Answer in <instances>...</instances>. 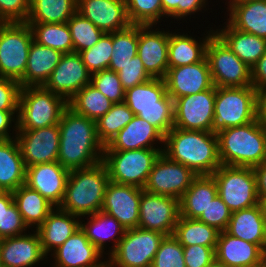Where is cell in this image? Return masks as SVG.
<instances>
[{
	"mask_svg": "<svg viewBox=\"0 0 266 267\" xmlns=\"http://www.w3.org/2000/svg\"><path fill=\"white\" fill-rule=\"evenodd\" d=\"M162 153L185 165L197 176L212 175L222 165L218 137L213 132L173 127L165 135Z\"/></svg>",
	"mask_w": 266,
	"mask_h": 267,
	"instance_id": "2",
	"label": "cell"
},
{
	"mask_svg": "<svg viewBox=\"0 0 266 267\" xmlns=\"http://www.w3.org/2000/svg\"><path fill=\"white\" fill-rule=\"evenodd\" d=\"M217 194L231 212L260 204L252 167L221 165L213 174Z\"/></svg>",
	"mask_w": 266,
	"mask_h": 267,
	"instance_id": "9",
	"label": "cell"
},
{
	"mask_svg": "<svg viewBox=\"0 0 266 267\" xmlns=\"http://www.w3.org/2000/svg\"><path fill=\"white\" fill-rule=\"evenodd\" d=\"M91 73L79 53H65L44 87L68 102L84 86L90 84Z\"/></svg>",
	"mask_w": 266,
	"mask_h": 267,
	"instance_id": "19",
	"label": "cell"
},
{
	"mask_svg": "<svg viewBox=\"0 0 266 267\" xmlns=\"http://www.w3.org/2000/svg\"><path fill=\"white\" fill-rule=\"evenodd\" d=\"M258 267H266V260H264Z\"/></svg>",
	"mask_w": 266,
	"mask_h": 267,
	"instance_id": "63",
	"label": "cell"
},
{
	"mask_svg": "<svg viewBox=\"0 0 266 267\" xmlns=\"http://www.w3.org/2000/svg\"><path fill=\"white\" fill-rule=\"evenodd\" d=\"M90 84L106 96L112 103L124 102L125 90L118 73L109 69L91 74Z\"/></svg>",
	"mask_w": 266,
	"mask_h": 267,
	"instance_id": "48",
	"label": "cell"
},
{
	"mask_svg": "<svg viewBox=\"0 0 266 267\" xmlns=\"http://www.w3.org/2000/svg\"><path fill=\"white\" fill-rule=\"evenodd\" d=\"M209 4L208 0H178V21L187 23V20L191 21L192 15H194L192 18H198L195 16V14L201 15L198 12L205 13L209 9L212 10V7L209 8Z\"/></svg>",
	"mask_w": 266,
	"mask_h": 267,
	"instance_id": "54",
	"label": "cell"
},
{
	"mask_svg": "<svg viewBox=\"0 0 266 267\" xmlns=\"http://www.w3.org/2000/svg\"><path fill=\"white\" fill-rule=\"evenodd\" d=\"M163 149L104 151L102 162L110 181L144 188L148 176Z\"/></svg>",
	"mask_w": 266,
	"mask_h": 267,
	"instance_id": "8",
	"label": "cell"
},
{
	"mask_svg": "<svg viewBox=\"0 0 266 267\" xmlns=\"http://www.w3.org/2000/svg\"><path fill=\"white\" fill-rule=\"evenodd\" d=\"M12 194L22 219L30 230H36L55 208L38 191L30 189L25 184L13 191Z\"/></svg>",
	"mask_w": 266,
	"mask_h": 267,
	"instance_id": "36",
	"label": "cell"
},
{
	"mask_svg": "<svg viewBox=\"0 0 266 267\" xmlns=\"http://www.w3.org/2000/svg\"><path fill=\"white\" fill-rule=\"evenodd\" d=\"M70 171L57 161L26 167V182L30 189L38 191L55 207H59L65 195Z\"/></svg>",
	"mask_w": 266,
	"mask_h": 267,
	"instance_id": "23",
	"label": "cell"
},
{
	"mask_svg": "<svg viewBox=\"0 0 266 267\" xmlns=\"http://www.w3.org/2000/svg\"><path fill=\"white\" fill-rule=\"evenodd\" d=\"M133 112L125 102L115 103L112 108L96 121L97 136L107 146L114 137L131 122Z\"/></svg>",
	"mask_w": 266,
	"mask_h": 267,
	"instance_id": "42",
	"label": "cell"
},
{
	"mask_svg": "<svg viewBox=\"0 0 266 267\" xmlns=\"http://www.w3.org/2000/svg\"><path fill=\"white\" fill-rule=\"evenodd\" d=\"M216 259L227 267H258L265 260V252L257 245L220 232L215 249Z\"/></svg>",
	"mask_w": 266,
	"mask_h": 267,
	"instance_id": "28",
	"label": "cell"
},
{
	"mask_svg": "<svg viewBox=\"0 0 266 267\" xmlns=\"http://www.w3.org/2000/svg\"><path fill=\"white\" fill-rule=\"evenodd\" d=\"M5 140L1 135H0V143Z\"/></svg>",
	"mask_w": 266,
	"mask_h": 267,
	"instance_id": "66",
	"label": "cell"
},
{
	"mask_svg": "<svg viewBox=\"0 0 266 267\" xmlns=\"http://www.w3.org/2000/svg\"><path fill=\"white\" fill-rule=\"evenodd\" d=\"M258 118V92L253 86L216 87L212 132L243 126Z\"/></svg>",
	"mask_w": 266,
	"mask_h": 267,
	"instance_id": "7",
	"label": "cell"
},
{
	"mask_svg": "<svg viewBox=\"0 0 266 267\" xmlns=\"http://www.w3.org/2000/svg\"><path fill=\"white\" fill-rule=\"evenodd\" d=\"M165 236L140 227L126 229L115 250L107 257V267H151Z\"/></svg>",
	"mask_w": 266,
	"mask_h": 267,
	"instance_id": "11",
	"label": "cell"
},
{
	"mask_svg": "<svg viewBox=\"0 0 266 267\" xmlns=\"http://www.w3.org/2000/svg\"><path fill=\"white\" fill-rule=\"evenodd\" d=\"M142 188L109 181L101 211L115 217L125 229L138 227Z\"/></svg>",
	"mask_w": 266,
	"mask_h": 267,
	"instance_id": "20",
	"label": "cell"
},
{
	"mask_svg": "<svg viewBox=\"0 0 266 267\" xmlns=\"http://www.w3.org/2000/svg\"><path fill=\"white\" fill-rule=\"evenodd\" d=\"M197 175L185 165L170 160L165 154L155 161L144 190L180 199Z\"/></svg>",
	"mask_w": 266,
	"mask_h": 267,
	"instance_id": "14",
	"label": "cell"
},
{
	"mask_svg": "<svg viewBox=\"0 0 266 267\" xmlns=\"http://www.w3.org/2000/svg\"><path fill=\"white\" fill-rule=\"evenodd\" d=\"M29 230L14 202L12 192L5 191L0 195V239L23 235Z\"/></svg>",
	"mask_w": 266,
	"mask_h": 267,
	"instance_id": "43",
	"label": "cell"
},
{
	"mask_svg": "<svg viewBox=\"0 0 266 267\" xmlns=\"http://www.w3.org/2000/svg\"><path fill=\"white\" fill-rule=\"evenodd\" d=\"M224 1H226L224 4L227 6H224L225 7V10L228 8V7H230L231 5H233V4H236V3H238V2H242V1H245V0H224Z\"/></svg>",
	"mask_w": 266,
	"mask_h": 267,
	"instance_id": "61",
	"label": "cell"
},
{
	"mask_svg": "<svg viewBox=\"0 0 266 267\" xmlns=\"http://www.w3.org/2000/svg\"><path fill=\"white\" fill-rule=\"evenodd\" d=\"M226 12H223L227 17L224 21L232 28L266 39V0L238 2Z\"/></svg>",
	"mask_w": 266,
	"mask_h": 267,
	"instance_id": "31",
	"label": "cell"
},
{
	"mask_svg": "<svg viewBox=\"0 0 266 267\" xmlns=\"http://www.w3.org/2000/svg\"><path fill=\"white\" fill-rule=\"evenodd\" d=\"M168 44L169 28L160 29V25H138L137 55L152 78L163 79L166 75L169 67Z\"/></svg>",
	"mask_w": 266,
	"mask_h": 267,
	"instance_id": "17",
	"label": "cell"
},
{
	"mask_svg": "<svg viewBox=\"0 0 266 267\" xmlns=\"http://www.w3.org/2000/svg\"><path fill=\"white\" fill-rule=\"evenodd\" d=\"M77 12V0H30L26 23H67Z\"/></svg>",
	"mask_w": 266,
	"mask_h": 267,
	"instance_id": "37",
	"label": "cell"
},
{
	"mask_svg": "<svg viewBox=\"0 0 266 267\" xmlns=\"http://www.w3.org/2000/svg\"><path fill=\"white\" fill-rule=\"evenodd\" d=\"M77 12L105 33L127 28L125 0H77Z\"/></svg>",
	"mask_w": 266,
	"mask_h": 267,
	"instance_id": "25",
	"label": "cell"
},
{
	"mask_svg": "<svg viewBox=\"0 0 266 267\" xmlns=\"http://www.w3.org/2000/svg\"><path fill=\"white\" fill-rule=\"evenodd\" d=\"M251 82L257 92L266 88V53L251 67Z\"/></svg>",
	"mask_w": 266,
	"mask_h": 267,
	"instance_id": "56",
	"label": "cell"
},
{
	"mask_svg": "<svg viewBox=\"0 0 266 267\" xmlns=\"http://www.w3.org/2000/svg\"><path fill=\"white\" fill-rule=\"evenodd\" d=\"M17 116L18 112L0 111V135L4 139L15 138L17 134Z\"/></svg>",
	"mask_w": 266,
	"mask_h": 267,
	"instance_id": "55",
	"label": "cell"
},
{
	"mask_svg": "<svg viewBox=\"0 0 266 267\" xmlns=\"http://www.w3.org/2000/svg\"><path fill=\"white\" fill-rule=\"evenodd\" d=\"M32 41L28 23H0V78L23 79Z\"/></svg>",
	"mask_w": 266,
	"mask_h": 267,
	"instance_id": "10",
	"label": "cell"
},
{
	"mask_svg": "<svg viewBox=\"0 0 266 267\" xmlns=\"http://www.w3.org/2000/svg\"><path fill=\"white\" fill-rule=\"evenodd\" d=\"M63 53L32 41L28 54L27 67L21 88L28 86H44L53 70L59 64Z\"/></svg>",
	"mask_w": 266,
	"mask_h": 267,
	"instance_id": "33",
	"label": "cell"
},
{
	"mask_svg": "<svg viewBox=\"0 0 266 267\" xmlns=\"http://www.w3.org/2000/svg\"><path fill=\"white\" fill-rule=\"evenodd\" d=\"M26 182V166L16 138L0 143V187L13 192Z\"/></svg>",
	"mask_w": 266,
	"mask_h": 267,
	"instance_id": "34",
	"label": "cell"
},
{
	"mask_svg": "<svg viewBox=\"0 0 266 267\" xmlns=\"http://www.w3.org/2000/svg\"><path fill=\"white\" fill-rule=\"evenodd\" d=\"M222 165L252 167L266 160V139L260 119L217 133Z\"/></svg>",
	"mask_w": 266,
	"mask_h": 267,
	"instance_id": "4",
	"label": "cell"
},
{
	"mask_svg": "<svg viewBox=\"0 0 266 267\" xmlns=\"http://www.w3.org/2000/svg\"><path fill=\"white\" fill-rule=\"evenodd\" d=\"M207 267H227V266L215 258Z\"/></svg>",
	"mask_w": 266,
	"mask_h": 267,
	"instance_id": "60",
	"label": "cell"
},
{
	"mask_svg": "<svg viewBox=\"0 0 266 267\" xmlns=\"http://www.w3.org/2000/svg\"><path fill=\"white\" fill-rule=\"evenodd\" d=\"M80 217L55 207L36 229L44 253L49 256L80 228Z\"/></svg>",
	"mask_w": 266,
	"mask_h": 267,
	"instance_id": "29",
	"label": "cell"
},
{
	"mask_svg": "<svg viewBox=\"0 0 266 267\" xmlns=\"http://www.w3.org/2000/svg\"><path fill=\"white\" fill-rule=\"evenodd\" d=\"M4 192L5 190L2 187H0V195L3 194Z\"/></svg>",
	"mask_w": 266,
	"mask_h": 267,
	"instance_id": "65",
	"label": "cell"
},
{
	"mask_svg": "<svg viewBox=\"0 0 266 267\" xmlns=\"http://www.w3.org/2000/svg\"><path fill=\"white\" fill-rule=\"evenodd\" d=\"M0 267H3L1 262V252H0Z\"/></svg>",
	"mask_w": 266,
	"mask_h": 267,
	"instance_id": "67",
	"label": "cell"
},
{
	"mask_svg": "<svg viewBox=\"0 0 266 267\" xmlns=\"http://www.w3.org/2000/svg\"><path fill=\"white\" fill-rule=\"evenodd\" d=\"M0 252L3 267H36L48 263L49 260L36 230L0 239Z\"/></svg>",
	"mask_w": 266,
	"mask_h": 267,
	"instance_id": "22",
	"label": "cell"
},
{
	"mask_svg": "<svg viewBox=\"0 0 266 267\" xmlns=\"http://www.w3.org/2000/svg\"><path fill=\"white\" fill-rule=\"evenodd\" d=\"M163 80L167 94L173 100L197 94L214 86L206 57L192 65L168 67Z\"/></svg>",
	"mask_w": 266,
	"mask_h": 267,
	"instance_id": "21",
	"label": "cell"
},
{
	"mask_svg": "<svg viewBox=\"0 0 266 267\" xmlns=\"http://www.w3.org/2000/svg\"><path fill=\"white\" fill-rule=\"evenodd\" d=\"M79 54L91 74L107 70L112 56V33H105L96 44Z\"/></svg>",
	"mask_w": 266,
	"mask_h": 267,
	"instance_id": "46",
	"label": "cell"
},
{
	"mask_svg": "<svg viewBox=\"0 0 266 267\" xmlns=\"http://www.w3.org/2000/svg\"><path fill=\"white\" fill-rule=\"evenodd\" d=\"M220 231L198 219L180 216L173 236L182 246H217Z\"/></svg>",
	"mask_w": 266,
	"mask_h": 267,
	"instance_id": "38",
	"label": "cell"
},
{
	"mask_svg": "<svg viewBox=\"0 0 266 267\" xmlns=\"http://www.w3.org/2000/svg\"><path fill=\"white\" fill-rule=\"evenodd\" d=\"M30 0H0V23L26 22Z\"/></svg>",
	"mask_w": 266,
	"mask_h": 267,
	"instance_id": "51",
	"label": "cell"
},
{
	"mask_svg": "<svg viewBox=\"0 0 266 267\" xmlns=\"http://www.w3.org/2000/svg\"><path fill=\"white\" fill-rule=\"evenodd\" d=\"M20 83L10 78H0V111L18 112Z\"/></svg>",
	"mask_w": 266,
	"mask_h": 267,
	"instance_id": "52",
	"label": "cell"
},
{
	"mask_svg": "<svg viewBox=\"0 0 266 267\" xmlns=\"http://www.w3.org/2000/svg\"><path fill=\"white\" fill-rule=\"evenodd\" d=\"M36 43L65 53H73L71 32L67 23H28Z\"/></svg>",
	"mask_w": 266,
	"mask_h": 267,
	"instance_id": "40",
	"label": "cell"
},
{
	"mask_svg": "<svg viewBox=\"0 0 266 267\" xmlns=\"http://www.w3.org/2000/svg\"><path fill=\"white\" fill-rule=\"evenodd\" d=\"M262 207H263V211H264V215L266 217V197H264L261 201H260Z\"/></svg>",
	"mask_w": 266,
	"mask_h": 267,
	"instance_id": "62",
	"label": "cell"
},
{
	"mask_svg": "<svg viewBox=\"0 0 266 267\" xmlns=\"http://www.w3.org/2000/svg\"><path fill=\"white\" fill-rule=\"evenodd\" d=\"M220 25L216 27V25L214 24L216 28H214L215 34L248 67H253L257 63V61L266 53L265 38L232 28L226 21Z\"/></svg>",
	"mask_w": 266,
	"mask_h": 267,
	"instance_id": "32",
	"label": "cell"
},
{
	"mask_svg": "<svg viewBox=\"0 0 266 267\" xmlns=\"http://www.w3.org/2000/svg\"><path fill=\"white\" fill-rule=\"evenodd\" d=\"M231 211L217 194L203 211L198 220L223 232L227 229L231 218Z\"/></svg>",
	"mask_w": 266,
	"mask_h": 267,
	"instance_id": "49",
	"label": "cell"
},
{
	"mask_svg": "<svg viewBox=\"0 0 266 267\" xmlns=\"http://www.w3.org/2000/svg\"><path fill=\"white\" fill-rule=\"evenodd\" d=\"M258 118L266 124V88L258 91Z\"/></svg>",
	"mask_w": 266,
	"mask_h": 267,
	"instance_id": "59",
	"label": "cell"
},
{
	"mask_svg": "<svg viewBox=\"0 0 266 267\" xmlns=\"http://www.w3.org/2000/svg\"><path fill=\"white\" fill-rule=\"evenodd\" d=\"M164 138L165 136L157 128L143 118L134 116L131 122L104 147V151L163 149Z\"/></svg>",
	"mask_w": 266,
	"mask_h": 267,
	"instance_id": "26",
	"label": "cell"
},
{
	"mask_svg": "<svg viewBox=\"0 0 266 267\" xmlns=\"http://www.w3.org/2000/svg\"><path fill=\"white\" fill-rule=\"evenodd\" d=\"M106 96L91 84L84 86L68 102V107L76 114L97 121L113 106Z\"/></svg>",
	"mask_w": 266,
	"mask_h": 267,
	"instance_id": "39",
	"label": "cell"
},
{
	"mask_svg": "<svg viewBox=\"0 0 266 267\" xmlns=\"http://www.w3.org/2000/svg\"><path fill=\"white\" fill-rule=\"evenodd\" d=\"M75 53L91 48L105 34L90 20L76 12L68 21Z\"/></svg>",
	"mask_w": 266,
	"mask_h": 267,
	"instance_id": "44",
	"label": "cell"
},
{
	"mask_svg": "<svg viewBox=\"0 0 266 267\" xmlns=\"http://www.w3.org/2000/svg\"><path fill=\"white\" fill-rule=\"evenodd\" d=\"M109 181L102 161L88 168L70 171L59 208L80 218L101 211Z\"/></svg>",
	"mask_w": 266,
	"mask_h": 267,
	"instance_id": "3",
	"label": "cell"
},
{
	"mask_svg": "<svg viewBox=\"0 0 266 267\" xmlns=\"http://www.w3.org/2000/svg\"><path fill=\"white\" fill-rule=\"evenodd\" d=\"M151 267H186L183 246L173 235L161 241Z\"/></svg>",
	"mask_w": 266,
	"mask_h": 267,
	"instance_id": "47",
	"label": "cell"
},
{
	"mask_svg": "<svg viewBox=\"0 0 266 267\" xmlns=\"http://www.w3.org/2000/svg\"><path fill=\"white\" fill-rule=\"evenodd\" d=\"M68 101L44 86L20 90L17 130H35L59 124Z\"/></svg>",
	"mask_w": 266,
	"mask_h": 267,
	"instance_id": "6",
	"label": "cell"
},
{
	"mask_svg": "<svg viewBox=\"0 0 266 267\" xmlns=\"http://www.w3.org/2000/svg\"><path fill=\"white\" fill-rule=\"evenodd\" d=\"M84 217L85 219L83 217L80 219L81 230L105 257H109L123 238L126 232L125 227L115 217L103 211Z\"/></svg>",
	"mask_w": 266,
	"mask_h": 267,
	"instance_id": "27",
	"label": "cell"
},
{
	"mask_svg": "<svg viewBox=\"0 0 266 267\" xmlns=\"http://www.w3.org/2000/svg\"><path fill=\"white\" fill-rule=\"evenodd\" d=\"M211 26L205 27L210 29L203 30L200 39L193 34L191 35V31L175 29L172 32L169 30L168 66L180 67L202 61L206 57L208 41L215 34L214 27Z\"/></svg>",
	"mask_w": 266,
	"mask_h": 267,
	"instance_id": "24",
	"label": "cell"
},
{
	"mask_svg": "<svg viewBox=\"0 0 266 267\" xmlns=\"http://www.w3.org/2000/svg\"><path fill=\"white\" fill-rule=\"evenodd\" d=\"M216 246H183L186 267H207L215 258Z\"/></svg>",
	"mask_w": 266,
	"mask_h": 267,
	"instance_id": "53",
	"label": "cell"
},
{
	"mask_svg": "<svg viewBox=\"0 0 266 267\" xmlns=\"http://www.w3.org/2000/svg\"><path fill=\"white\" fill-rule=\"evenodd\" d=\"M206 59L216 87L252 86L251 68L216 35L208 41Z\"/></svg>",
	"mask_w": 266,
	"mask_h": 267,
	"instance_id": "12",
	"label": "cell"
},
{
	"mask_svg": "<svg viewBox=\"0 0 266 267\" xmlns=\"http://www.w3.org/2000/svg\"><path fill=\"white\" fill-rule=\"evenodd\" d=\"M262 126H263V129L265 131V139H266V124H262Z\"/></svg>",
	"mask_w": 266,
	"mask_h": 267,
	"instance_id": "64",
	"label": "cell"
},
{
	"mask_svg": "<svg viewBox=\"0 0 266 267\" xmlns=\"http://www.w3.org/2000/svg\"><path fill=\"white\" fill-rule=\"evenodd\" d=\"M117 73L124 90L135 87L152 79V77L145 70L138 55L133 57L131 61L123 66L122 69Z\"/></svg>",
	"mask_w": 266,
	"mask_h": 267,
	"instance_id": "50",
	"label": "cell"
},
{
	"mask_svg": "<svg viewBox=\"0 0 266 267\" xmlns=\"http://www.w3.org/2000/svg\"><path fill=\"white\" fill-rule=\"evenodd\" d=\"M124 102L134 116L143 118L164 136L174 127V100L162 78H152L125 90Z\"/></svg>",
	"mask_w": 266,
	"mask_h": 267,
	"instance_id": "5",
	"label": "cell"
},
{
	"mask_svg": "<svg viewBox=\"0 0 266 267\" xmlns=\"http://www.w3.org/2000/svg\"><path fill=\"white\" fill-rule=\"evenodd\" d=\"M217 195V185L212 175L197 176L179 199L180 216L198 219L210 201Z\"/></svg>",
	"mask_w": 266,
	"mask_h": 267,
	"instance_id": "35",
	"label": "cell"
},
{
	"mask_svg": "<svg viewBox=\"0 0 266 267\" xmlns=\"http://www.w3.org/2000/svg\"><path fill=\"white\" fill-rule=\"evenodd\" d=\"M138 25L130 24L127 28L112 32V56L109 70L116 73L137 55Z\"/></svg>",
	"mask_w": 266,
	"mask_h": 267,
	"instance_id": "41",
	"label": "cell"
},
{
	"mask_svg": "<svg viewBox=\"0 0 266 267\" xmlns=\"http://www.w3.org/2000/svg\"><path fill=\"white\" fill-rule=\"evenodd\" d=\"M260 201L266 197V160L253 168Z\"/></svg>",
	"mask_w": 266,
	"mask_h": 267,
	"instance_id": "57",
	"label": "cell"
},
{
	"mask_svg": "<svg viewBox=\"0 0 266 267\" xmlns=\"http://www.w3.org/2000/svg\"><path fill=\"white\" fill-rule=\"evenodd\" d=\"M225 231L234 237L257 244L265 252L266 217L261 203L248 209L232 212Z\"/></svg>",
	"mask_w": 266,
	"mask_h": 267,
	"instance_id": "30",
	"label": "cell"
},
{
	"mask_svg": "<svg viewBox=\"0 0 266 267\" xmlns=\"http://www.w3.org/2000/svg\"><path fill=\"white\" fill-rule=\"evenodd\" d=\"M216 86L174 100V127L212 132Z\"/></svg>",
	"mask_w": 266,
	"mask_h": 267,
	"instance_id": "13",
	"label": "cell"
},
{
	"mask_svg": "<svg viewBox=\"0 0 266 267\" xmlns=\"http://www.w3.org/2000/svg\"><path fill=\"white\" fill-rule=\"evenodd\" d=\"M127 17L134 25H160L163 20L161 0H125Z\"/></svg>",
	"mask_w": 266,
	"mask_h": 267,
	"instance_id": "45",
	"label": "cell"
},
{
	"mask_svg": "<svg viewBox=\"0 0 266 267\" xmlns=\"http://www.w3.org/2000/svg\"><path fill=\"white\" fill-rule=\"evenodd\" d=\"M162 9H163V21L167 22V20L172 18L174 19V23L178 22V0H161ZM167 18V19H166ZM175 20L177 22H175Z\"/></svg>",
	"mask_w": 266,
	"mask_h": 267,
	"instance_id": "58",
	"label": "cell"
},
{
	"mask_svg": "<svg viewBox=\"0 0 266 267\" xmlns=\"http://www.w3.org/2000/svg\"><path fill=\"white\" fill-rule=\"evenodd\" d=\"M59 128V164L72 171L102 161L104 145L98 139L96 121L78 115L68 107L63 112Z\"/></svg>",
	"mask_w": 266,
	"mask_h": 267,
	"instance_id": "1",
	"label": "cell"
},
{
	"mask_svg": "<svg viewBox=\"0 0 266 267\" xmlns=\"http://www.w3.org/2000/svg\"><path fill=\"white\" fill-rule=\"evenodd\" d=\"M15 138L26 167L57 161L60 147L59 124L35 130H17Z\"/></svg>",
	"mask_w": 266,
	"mask_h": 267,
	"instance_id": "16",
	"label": "cell"
},
{
	"mask_svg": "<svg viewBox=\"0 0 266 267\" xmlns=\"http://www.w3.org/2000/svg\"><path fill=\"white\" fill-rule=\"evenodd\" d=\"M180 217L179 200L142 189L138 227L173 235Z\"/></svg>",
	"mask_w": 266,
	"mask_h": 267,
	"instance_id": "15",
	"label": "cell"
},
{
	"mask_svg": "<svg viewBox=\"0 0 266 267\" xmlns=\"http://www.w3.org/2000/svg\"><path fill=\"white\" fill-rule=\"evenodd\" d=\"M49 267H107L105 257L79 228L50 255ZM103 260V261H102Z\"/></svg>",
	"mask_w": 266,
	"mask_h": 267,
	"instance_id": "18",
	"label": "cell"
}]
</instances>
